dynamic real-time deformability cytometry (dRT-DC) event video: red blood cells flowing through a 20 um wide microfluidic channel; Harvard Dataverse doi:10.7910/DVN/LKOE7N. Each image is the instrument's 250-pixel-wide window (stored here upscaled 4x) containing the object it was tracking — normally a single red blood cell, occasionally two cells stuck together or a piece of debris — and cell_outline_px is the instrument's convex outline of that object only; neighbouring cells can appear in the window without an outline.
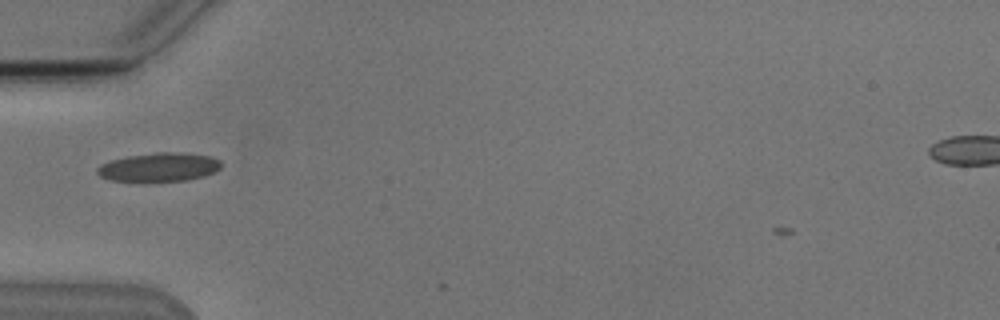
{"species": "Egyptian fruit bat (a non-hibernating species)", "species_latin": "Rousettus aegyptiacus", "temperature_condition": "cold", "stored_images_in_passage": 11, "camera_frame_rate_fps": 3000, "um_per_image_px": 0.085, "animal": {"sex": "male"}, "frame": {"image": 1, "passage_image": 8, "time_ms": 2.333, "image_size_px": [1000, 320], "cell_outline_px": [[220, 168], [216, 172], [204, 176], [188, 180], [112, 180], [100, 176], [96, 172], [96, 168], [100, 164], [112, 160], [128, 156], [156, 152], [180, 152], [212, 156], [220, 160]], "centroid_in_image_um": [13.56, 14.18], "position_along_channel_um": 71.4, "area_um2": 20.52}}